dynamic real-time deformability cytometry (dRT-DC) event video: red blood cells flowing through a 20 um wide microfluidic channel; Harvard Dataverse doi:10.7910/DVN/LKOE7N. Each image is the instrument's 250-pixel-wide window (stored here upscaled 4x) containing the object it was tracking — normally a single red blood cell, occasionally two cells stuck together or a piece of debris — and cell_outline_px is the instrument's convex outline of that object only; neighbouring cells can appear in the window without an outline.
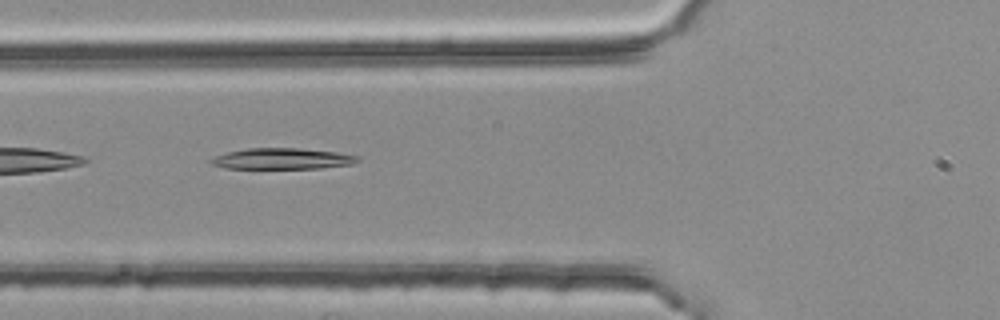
{"species": "common noctule bat (a hibernating species)", "species_latin": "Nyctalus noctula", "temperature_condition": "room temperature", "stored_images_in_passage": 32, "camera_frame_rate_fps": 3000, "um_per_image_px": 0.085, "animal": {"sex": "female", "body_mass_g": 25.1}, "frame": {"image": 1, "passage_image": 3, "time_ms": 0.667, "image_size_px": [1000, 320], "cell_outline_px": [[360, 160], [352, 164], [320, 168], [224, 168], [212, 164], [208, 160], [216, 156], [228, 152], [248, 148], [300, 148], [336, 152], [356, 156]], "centroid_in_image_um": [23.97, 13.49], "position_along_channel_um": 101.8, "area_um2": 17.74}}
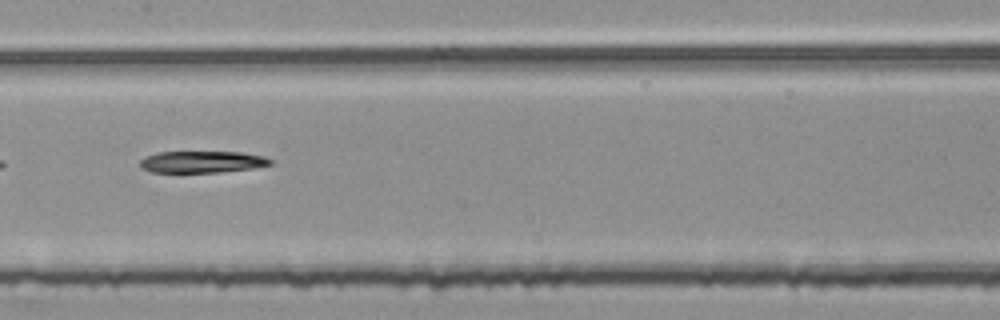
{"frame": {"image": 2, "passage_image": 10, "time_ms": 3.0, "image_size_px": [1000, 320], "cell_outline_px": [[272, 164], [252, 168], [216, 172], [152, 172], [140, 168], [140, 160], [144, 156], [156, 152], [244, 152], [264, 156], [272, 160]], "centroid_in_image_um": [17.14, 13.75], "position_along_channel_um": 190.3, "area_um2": 16.53}}
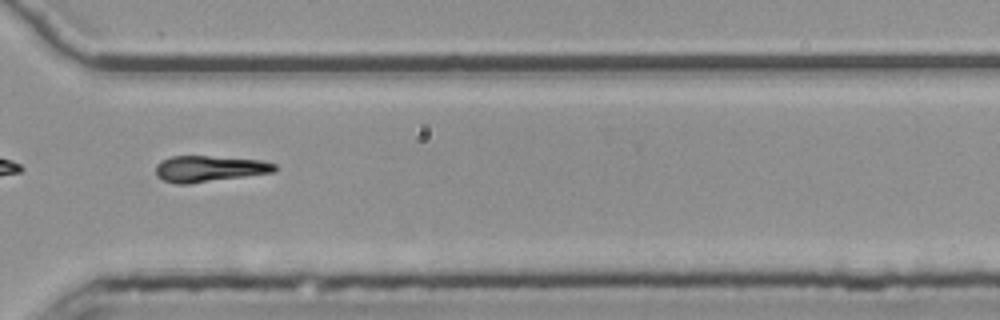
{"frame": {"image": 3, "passage_image": 23, "time_ms": 7.333, "image_size_px": [1000, 320], "cell_outline_px": [[276, 172], [188, 184], [176, 184], [164, 180], [156, 176], [156, 164], [160, 160], [172, 156], [208, 156], [264, 160], [276, 164]], "centroid_in_image_um": [17.79, 14.34], "position_along_channel_um": 352.8, "area_um2": 18.26}}